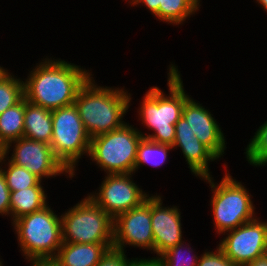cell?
Listing matches in <instances>:
<instances>
[{
    "mask_svg": "<svg viewBox=\"0 0 267 266\" xmlns=\"http://www.w3.org/2000/svg\"><path fill=\"white\" fill-rule=\"evenodd\" d=\"M51 55L33 64L22 79L24 98L52 111L74 104L79 89L94 74L92 69Z\"/></svg>",
    "mask_w": 267,
    "mask_h": 266,
    "instance_id": "6da1fadb",
    "label": "cell"
},
{
    "mask_svg": "<svg viewBox=\"0 0 267 266\" xmlns=\"http://www.w3.org/2000/svg\"><path fill=\"white\" fill-rule=\"evenodd\" d=\"M180 72L177 64L170 62L167 66V94L159 86H151L139 101L135 111L137 122L140 120L143 130L149 131L142 132L138 128L143 138L173 146L175 124L182 117L185 102L191 97L186 93Z\"/></svg>",
    "mask_w": 267,
    "mask_h": 266,
    "instance_id": "7a4b0ae2",
    "label": "cell"
},
{
    "mask_svg": "<svg viewBox=\"0 0 267 266\" xmlns=\"http://www.w3.org/2000/svg\"><path fill=\"white\" fill-rule=\"evenodd\" d=\"M93 76L79 89L74 101L91 139L123 126L126 123L124 117L133 102L132 93L125 86L104 87Z\"/></svg>",
    "mask_w": 267,
    "mask_h": 266,
    "instance_id": "3957f363",
    "label": "cell"
},
{
    "mask_svg": "<svg viewBox=\"0 0 267 266\" xmlns=\"http://www.w3.org/2000/svg\"><path fill=\"white\" fill-rule=\"evenodd\" d=\"M224 175L218 183L214 175L201 178L211 188L209 206L212 213L213 228L220 237L224 232L236 229L244 223L254 220L256 213L254 196L246 188L244 182L233 178L226 162L222 165ZM244 184V185H243Z\"/></svg>",
    "mask_w": 267,
    "mask_h": 266,
    "instance_id": "277c9868",
    "label": "cell"
},
{
    "mask_svg": "<svg viewBox=\"0 0 267 266\" xmlns=\"http://www.w3.org/2000/svg\"><path fill=\"white\" fill-rule=\"evenodd\" d=\"M19 251L26 262L54 259L63 244L61 214L47 205L11 223Z\"/></svg>",
    "mask_w": 267,
    "mask_h": 266,
    "instance_id": "5b68a950",
    "label": "cell"
},
{
    "mask_svg": "<svg viewBox=\"0 0 267 266\" xmlns=\"http://www.w3.org/2000/svg\"><path fill=\"white\" fill-rule=\"evenodd\" d=\"M130 124L127 121L120 128L91 139L90 165L93 162L104 174L134 173L137 148L143 136L137 126Z\"/></svg>",
    "mask_w": 267,
    "mask_h": 266,
    "instance_id": "8992f818",
    "label": "cell"
},
{
    "mask_svg": "<svg viewBox=\"0 0 267 266\" xmlns=\"http://www.w3.org/2000/svg\"><path fill=\"white\" fill-rule=\"evenodd\" d=\"M91 138L74 104L52 110V140L55 157L76 178L78 163L88 158ZM84 155V156H83ZM77 166V167H76Z\"/></svg>",
    "mask_w": 267,
    "mask_h": 266,
    "instance_id": "52a82bcc",
    "label": "cell"
},
{
    "mask_svg": "<svg viewBox=\"0 0 267 266\" xmlns=\"http://www.w3.org/2000/svg\"><path fill=\"white\" fill-rule=\"evenodd\" d=\"M112 219L89 196L61 213L65 243H113Z\"/></svg>",
    "mask_w": 267,
    "mask_h": 266,
    "instance_id": "ba28073f",
    "label": "cell"
},
{
    "mask_svg": "<svg viewBox=\"0 0 267 266\" xmlns=\"http://www.w3.org/2000/svg\"><path fill=\"white\" fill-rule=\"evenodd\" d=\"M2 152L10 162L24 167L42 182L58 176H66V179L73 180V175L55 157L53 149L47 143L23 136L8 143Z\"/></svg>",
    "mask_w": 267,
    "mask_h": 266,
    "instance_id": "9c48e42d",
    "label": "cell"
},
{
    "mask_svg": "<svg viewBox=\"0 0 267 266\" xmlns=\"http://www.w3.org/2000/svg\"><path fill=\"white\" fill-rule=\"evenodd\" d=\"M130 174H105L99 187L88 192L89 196L112 219L142 205L151 193L142 189Z\"/></svg>",
    "mask_w": 267,
    "mask_h": 266,
    "instance_id": "30bf717a",
    "label": "cell"
},
{
    "mask_svg": "<svg viewBox=\"0 0 267 266\" xmlns=\"http://www.w3.org/2000/svg\"><path fill=\"white\" fill-rule=\"evenodd\" d=\"M221 236L217 246L238 266L266 256L267 221L260 216Z\"/></svg>",
    "mask_w": 267,
    "mask_h": 266,
    "instance_id": "8fae6325",
    "label": "cell"
},
{
    "mask_svg": "<svg viewBox=\"0 0 267 266\" xmlns=\"http://www.w3.org/2000/svg\"><path fill=\"white\" fill-rule=\"evenodd\" d=\"M153 246L150 195L142 205L121 213L114 219L113 248L126 252L127 247H134L152 254Z\"/></svg>",
    "mask_w": 267,
    "mask_h": 266,
    "instance_id": "7c38bea8",
    "label": "cell"
},
{
    "mask_svg": "<svg viewBox=\"0 0 267 266\" xmlns=\"http://www.w3.org/2000/svg\"><path fill=\"white\" fill-rule=\"evenodd\" d=\"M164 197L161 193L151 194V223L154 237L153 256L158 258L170 248L182 243L183 237V214L180 206L163 204ZM156 254V255H155Z\"/></svg>",
    "mask_w": 267,
    "mask_h": 266,
    "instance_id": "4fadbf2b",
    "label": "cell"
},
{
    "mask_svg": "<svg viewBox=\"0 0 267 266\" xmlns=\"http://www.w3.org/2000/svg\"><path fill=\"white\" fill-rule=\"evenodd\" d=\"M192 96L185 102L182 116L199 141L207 146L220 160L226 155L227 140L220 123L210 109ZM221 126V127H220Z\"/></svg>",
    "mask_w": 267,
    "mask_h": 266,
    "instance_id": "5bb4252c",
    "label": "cell"
},
{
    "mask_svg": "<svg viewBox=\"0 0 267 266\" xmlns=\"http://www.w3.org/2000/svg\"><path fill=\"white\" fill-rule=\"evenodd\" d=\"M113 243H65L54 258L61 266H96Z\"/></svg>",
    "mask_w": 267,
    "mask_h": 266,
    "instance_id": "9a60e30c",
    "label": "cell"
},
{
    "mask_svg": "<svg viewBox=\"0 0 267 266\" xmlns=\"http://www.w3.org/2000/svg\"><path fill=\"white\" fill-rule=\"evenodd\" d=\"M173 149L176 151L180 149L181 155L185 158L187 168H189L192 175L198 178L212 176L209 165L210 162H217L220 159L204 144H202L197 137L188 139H175Z\"/></svg>",
    "mask_w": 267,
    "mask_h": 266,
    "instance_id": "2e32d148",
    "label": "cell"
},
{
    "mask_svg": "<svg viewBox=\"0 0 267 266\" xmlns=\"http://www.w3.org/2000/svg\"><path fill=\"white\" fill-rule=\"evenodd\" d=\"M24 137L50 145L52 140V111L25 99Z\"/></svg>",
    "mask_w": 267,
    "mask_h": 266,
    "instance_id": "e0dca14e",
    "label": "cell"
},
{
    "mask_svg": "<svg viewBox=\"0 0 267 266\" xmlns=\"http://www.w3.org/2000/svg\"><path fill=\"white\" fill-rule=\"evenodd\" d=\"M45 187H29L10 193V222L31 214L49 204ZM48 201V202H47Z\"/></svg>",
    "mask_w": 267,
    "mask_h": 266,
    "instance_id": "ac0fdd59",
    "label": "cell"
},
{
    "mask_svg": "<svg viewBox=\"0 0 267 266\" xmlns=\"http://www.w3.org/2000/svg\"><path fill=\"white\" fill-rule=\"evenodd\" d=\"M198 0H162L159 5V21L170 26H182L200 11Z\"/></svg>",
    "mask_w": 267,
    "mask_h": 266,
    "instance_id": "d6986e66",
    "label": "cell"
},
{
    "mask_svg": "<svg viewBox=\"0 0 267 266\" xmlns=\"http://www.w3.org/2000/svg\"><path fill=\"white\" fill-rule=\"evenodd\" d=\"M25 98L0 114V146L24 136Z\"/></svg>",
    "mask_w": 267,
    "mask_h": 266,
    "instance_id": "ffe728a7",
    "label": "cell"
},
{
    "mask_svg": "<svg viewBox=\"0 0 267 266\" xmlns=\"http://www.w3.org/2000/svg\"><path fill=\"white\" fill-rule=\"evenodd\" d=\"M174 151L171 145L153 142L150 139L142 138L138 144L134 174L143 167L150 165L151 168H158L167 164L170 151ZM165 163V164H164Z\"/></svg>",
    "mask_w": 267,
    "mask_h": 266,
    "instance_id": "44dd1931",
    "label": "cell"
},
{
    "mask_svg": "<svg viewBox=\"0 0 267 266\" xmlns=\"http://www.w3.org/2000/svg\"><path fill=\"white\" fill-rule=\"evenodd\" d=\"M0 172L5 177L7 186L11 192L29 187H44V183L38 177L24 167L10 162L3 154L0 158Z\"/></svg>",
    "mask_w": 267,
    "mask_h": 266,
    "instance_id": "7402d4cb",
    "label": "cell"
},
{
    "mask_svg": "<svg viewBox=\"0 0 267 266\" xmlns=\"http://www.w3.org/2000/svg\"><path fill=\"white\" fill-rule=\"evenodd\" d=\"M244 149L246 161L254 168H263L267 163V120L255 129Z\"/></svg>",
    "mask_w": 267,
    "mask_h": 266,
    "instance_id": "603a6c76",
    "label": "cell"
},
{
    "mask_svg": "<svg viewBox=\"0 0 267 266\" xmlns=\"http://www.w3.org/2000/svg\"><path fill=\"white\" fill-rule=\"evenodd\" d=\"M24 98L23 79L10 71L0 79V114Z\"/></svg>",
    "mask_w": 267,
    "mask_h": 266,
    "instance_id": "cb8c5ba5",
    "label": "cell"
},
{
    "mask_svg": "<svg viewBox=\"0 0 267 266\" xmlns=\"http://www.w3.org/2000/svg\"><path fill=\"white\" fill-rule=\"evenodd\" d=\"M184 241L164 252L158 260L162 266H197L201 254H197L190 241ZM192 246V247H191Z\"/></svg>",
    "mask_w": 267,
    "mask_h": 266,
    "instance_id": "d4e9b609",
    "label": "cell"
},
{
    "mask_svg": "<svg viewBox=\"0 0 267 266\" xmlns=\"http://www.w3.org/2000/svg\"><path fill=\"white\" fill-rule=\"evenodd\" d=\"M197 266H238L224 252L216 246V249L206 248L199 258Z\"/></svg>",
    "mask_w": 267,
    "mask_h": 266,
    "instance_id": "484cf974",
    "label": "cell"
},
{
    "mask_svg": "<svg viewBox=\"0 0 267 266\" xmlns=\"http://www.w3.org/2000/svg\"><path fill=\"white\" fill-rule=\"evenodd\" d=\"M127 252L109 249L96 266H132L135 258H128Z\"/></svg>",
    "mask_w": 267,
    "mask_h": 266,
    "instance_id": "4316f807",
    "label": "cell"
},
{
    "mask_svg": "<svg viewBox=\"0 0 267 266\" xmlns=\"http://www.w3.org/2000/svg\"><path fill=\"white\" fill-rule=\"evenodd\" d=\"M10 193L5 177L0 172V216L10 219Z\"/></svg>",
    "mask_w": 267,
    "mask_h": 266,
    "instance_id": "83f0119b",
    "label": "cell"
},
{
    "mask_svg": "<svg viewBox=\"0 0 267 266\" xmlns=\"http://www.w3.org/2000/svg\"><path fill=\"white\" fill-rule=\"evenodd\" d=\"M128 2L129 6L133 7H146L149 13L159 21V5L162 4V0H124Z\"/></svg>",
    "mask_w": 267,
    "mask_h": 266,
    "instance_id": "f1b7e54d",
    "label": "cell"
},
{
    "mask_svg": "<svg viewBox=\"0 0 267 266\" xmlns=\"http://www.w3.org/2000/svg\"><path fill=\"white\" fill-rule=\"evenodd\" d=\"M194 137H196V135L189 128L188 122L182 116L175 124V139H188Z\"/></svg>",
    "mask_w": 267,
    "mask_h": 266,
    "instance_id": "f546056e",
    "label": "cell"
},
{
    "mask_svg": "<svg viewBox=\"0 0 267 266\" xmlns=\"http://www.w3.org/2000/svg\"><path fill=\"white\" fill-rule=\"evenodd\" d=\"M140 257V258H139ZM135 257L133 260L132 266H162V263L158 258H144L143 256Z\"/></svg>",
    "mask_w": 267,
    "mask_h": 266,
    "instance_id": "4dcf8cb0",
    "label": "cell"
},
{
    "mask_svg": "<svg viewBox=\"0 0 267 266\" xmlns=\"http://www.w3.org/2000/svg\"><path fill=\"white\" fill-rule=\"evenodd\" d=\"M28 263L30 266H61L55 259H35Z\"/></svg>",
    "mask_w": 267,
    "mask_h": 266,
    "instance_id": "1f68e13d",
    "label": "cell"
},
{
    "mask_svg": "<svg viewBox=\"0 0 267 266\" xmlns=\"http://www.w3.org/2000/svg\"><path fill=\"white\" fill-rule=\"evenodd\" d=\"M245 266H267V256H264L260 259H256L255 261L250 262Z\"/></svg>",
    "mask_w": 267,
    "mask_h": 266,
    "instance_id": "d6a6232c",
    "label": "cell"
},
{
    "mask_svg": "<svg viewBox=\"0 0 267 266\" xmlns=\"http://www.w3.org/2000/svg\"><path fill=\"white\" fill-rule=\"evenodd\" d=\"M254 1V0H253ZM261 9H263L264 13L267 15V0H255V2Z\"/></svg>",
    "mask_w": 267,
    "mask_h": 266,
    "instance_id": "836d02e7",
    "label": "cell"
},
{
    "mask_svg": "<svg viewBox=\"0 0 267 266\" xmlns=\"http://www.w3.org/2000/svg\"><path fill=\"white\" fill-rule=\"evenodd\" d=\"M9 71H11L10 69L8 70V68H4L2 65L0 66V79L2 77H4Z\"/></svg>",
    "mask_w": 267,
    "mask_h": 266,
    "instance_id": "e575fe53",
    "label": "cell"
},
{
    "mask_svg": "<svg viewBox=\"0 0 267 266\" xmlns=\"http://www.w3.org/2000/svg\"><path fill=\"white\" fill-rule=\"evenodd\" d=\"M0 257H2V256H0ZM3 262H4V260L2 258H0V266H5Z\"/></svg>",
    "mask_w": 267,
    "mask_h": 266,
    "instance_id": "d590c367",
    "label": "cell"
},
{
    "mask_svg": "<svg viewBox=\"0 0 267 266\" xmlns=\"http://www.w3.org/2000/svg\"><path fill=\"white\" fill-rule=\"evenodd\" d=\"M2 147L0 146V158H1V156H2Z\"/></svg>",
    "mask_w": 267,
    "mask_h": 266,
    "instance_id": "8d00e7d4",
    "label": "cell"
}]
</instances>
